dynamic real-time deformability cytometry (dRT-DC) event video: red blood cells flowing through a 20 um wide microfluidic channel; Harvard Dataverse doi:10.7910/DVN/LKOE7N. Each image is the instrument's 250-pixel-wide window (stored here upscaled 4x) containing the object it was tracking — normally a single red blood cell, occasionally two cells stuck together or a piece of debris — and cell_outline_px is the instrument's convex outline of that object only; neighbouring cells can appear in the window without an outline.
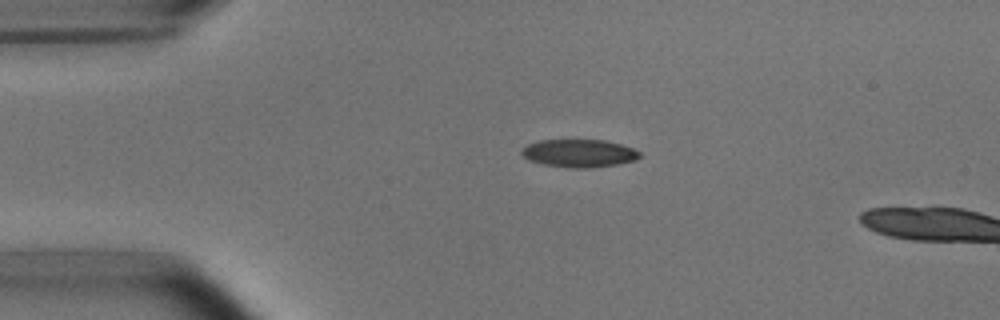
{"species": "common noctule bat (a hibernating species)", "species_latin": "Nyctalus noctula", "temperature_condition": "room temperature", "stored_images_in_passage": 4, "camera_frame_rate_fps": 3000, "um_per_image_px": 0.085, "animal": {"sex": "male", "body_mass_g": 15.6}, "frame": {"image": 1, "passage_image": 3, "time_ms": 2.333, "image_size_px": [1000, 320], "cell_outline_px": [[640, 156], [636, 160], [616, 164], [588, 168], [572, 168], [544, 164], [528, 160], [520, 152], [520, 148], [528, 144], [540, 140], [604, 140], [620, 144], [632, 148], [640, 152]], "centroid_in_image_um": [49.19, 13.02], "position_along_channel_um": 35.8, "area_um2": 19.07}}